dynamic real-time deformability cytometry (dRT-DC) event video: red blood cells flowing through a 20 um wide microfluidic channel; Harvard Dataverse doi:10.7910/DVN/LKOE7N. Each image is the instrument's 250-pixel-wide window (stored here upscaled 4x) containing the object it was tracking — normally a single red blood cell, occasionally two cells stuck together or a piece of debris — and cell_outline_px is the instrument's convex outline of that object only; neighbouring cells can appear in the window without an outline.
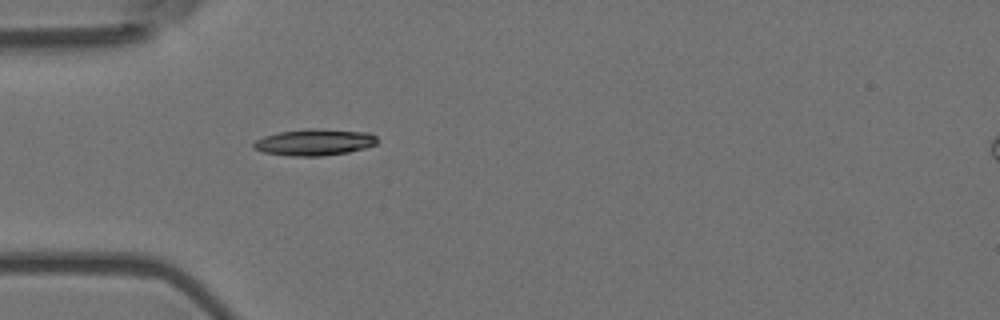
{"species": "Egyptian fruit bat (a non-hibernating species)", "species_latin": "Rousettus aegyptiacus", "temperature_condition": "room temperature", "stored_images_in_passage": 2, "camera_frame_rate_fps": 3000, "um_per_image_px": 0.085, "animal": {"sex": "female"}, "frame": {"image": 1, "passage_image": 2, "time_ms": 0.333, "image_size_px": [1000, 320], "cell_outline_px": [[380, 140], [376, 144], [364, 148], [348, 152], [324, 156], [288, 156], [264, 152], [252, 148], [252, 144], [256, 140], [264, 136], [280, 132], [308, 128], [316, 128], [368, 132], [376, 136]], "centroid_in_image_um": [26.74, 12.09], "position_along_channel_um": 58.3, "area_um2": 19.25}}